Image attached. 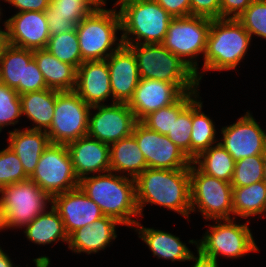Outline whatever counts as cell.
Segmentation results:
<instances>
[{
	"label": "cell",
	"mask_w": 266,
	"mask_h": 267,
	"mask_svg": "<svg viewBox=\"0 0 266 267\" xmlns=\"http://www.w3.org/2000/svg\"><path fill=\"white\" fill-rule=\"evenodd\" d=\"M135 182L140 217L146 205L156 204L191 219L190 168H146Z\"/></svg>",
	"instance_id": "6da1fadb"
},
{
	"label": "cell",
	"mask_w": 266,
	"mask_h": 267,
	"mask_svg": "<svg viewBox=\"0 0 266 267\" xmlns=\"http://www.w3.org/2000/svg\"><path fill=\"white\" fill-rule=\"evenodd\" d=\"M199 91L184 93L176 102L150 113L141 122L149 129L167 135L171 131L173 122L200 95Z\"/></svg>",
	"instance_id": "836d02e7"
},
{
	"label": "cell",
	"mask_w": 266,
	"mask_h": 267,
	"mask_svg": "<svg viewBox=\"0 0 266 267\" xmlns=\"http://www.w3.org/2000/svg\"><path fill=\"white\" fill-rule=\"evenodd\" d=\"M172 17H186L191 15L190 0H155Z\"/></svg>",
	"instance_id": "ee69618b"
},
{
	"label": "cell",
	"mask_w": 266,
	"mask_h": 267,
	"mask_svg": "<svg viewBox=\"0 0 266 267\" xmlns=\"http://www.w3.org/2000/svg\"><path fill=\"white\" fill-rule=\"evenodd\" d=\"M8 2L18 11H45L49 7L50 0H2Z\"/></svg>",
	"instance_id": "f6af8a7d"
},
{
	"label": "cell",
	"mask_w": 266,
	"mask_h": 267,
	"mask_svg": "<svg viewBox=\"0 0 266 267\" xmlns=\"http://www.w3.org/2000/svg\"><path fill=\"white\" fill-rule=\"evenodd\" d=\"M20 265H15L13 260H11L8 253H6L0 246V267H19Z\"/></svg>",
	"instance_id": "7dc6e473"
},
{
	"label": "cell",
	"mask_w": 266,
	"mask_h": 267,
	"mask_svg": "<svg viewBox=\"0 0 266 267\" xmlns=\"http://www.w3.org/2000/svg\"><path fill=\"white\" fill-rule=\"evenodd\" d=\"M198 96L192 102L191 161L219 142L215 122L203 110V101ZM217 136V137H216ZM218 138V139H217Z\"/></svg>",
	"instance_id": "1f68e13d"
},
{
	"label": "cell",
	"mask_w": 266,
	"mask_h": 267,
	"mask_svg": "<svg viewBox=\"0 0 266 267\" xmlns=\"http://www.w3.org/2000/svg\"><path fill=\"white\" fill-rule=\"evenodd\" d=\"M191 15L220 18V0H190Z\"/></svg>",
	"instance_id": "b9f144b4"
},
{
	"label": "cell",
	"mask_w": 266,
	"mask_h": 267,
	"mask_svg": "<svg viewBox=\"0 0 266 267\" xmlns=\"http://www.w3.org/2000/svg\"><path fill=\"white\" fill-rule=\"evenodd\" d=\"M263 158H264V179H263V182L266 185V150H265V152L263 154Z\"/></svg>",
	"instance_id": "f907efd6"
},
{
	"label": "cell",
	"mask_w": 266,
	"mask_h": 267,
	"mask_svg": "<svg viewBox=\"0 0 266 267\" xmlns=\"http://www.w3.org/2000/svg\"><path fill=\"white\" fill-rule=\"evenodd\" d=\"M33 58L48 89L59 92L75 90L77 69L74 66L58 60L45 48L34 50Z\"/></svg>",
	"instance_id": "484cf974"
},
{
	"label": "cell",
	"mask_w": 266,
	"mask_h": 267,
	"mask_svg": "<svg viewBox=\"0 0 266 267\" xmlns=\"http://www.w3.org/2000/svg\"><path fill=\"white\" fill-rule=\"evenodd\" d=\"M190 192L191 213H201L206 222L233 218L231 183L203 173L193 162Z\"/></svg>",
	"instance_id": "30bf717a"
},
{
	"label": "cell",
	"mask_w": 266,
	"mask_h": 267,
	"mask_svg": "<svg viewBox=\"0 0 266 267\" xmlns=\"http://www.w3.org/2000/svg\"><path fill=\"white\" fill-rule=\"evenodd\" d=\"M192 103L173 122L168 138L191 159Z\"/></svg>",
	"instance_id": "ab89813d"
},
{
	"label": "cell",
	"mask_w": 266,
	"mask_h": 267,
	"mask_svg": "<svg viewBox=\"0 0 266 267\" xmlns=\"http://www.w3.org/2000/svg\"><path fill=\"white\" fill-rule=\"evenodd\" d=\"M236 19L251 37L255 35L266 40V0H253Z\"/></svg>",
	"instance_id": "74e56055"
},
{
	"label": "cell",
	"mask_w": 266,
	"mask_h": 267,
	"mask_svg": "<svg viewBox=\"0 0 266 267\" xmlns=\"http://www.w3.org/2000/svg\"><path fill=\"white\" fill-rule=\"evenodd\" d=\"M118 31H121V18L114 7L96 8L81 20L76 25V32L82 60H106L123 44L121 36H117Z\"/></svg>",
	"instance_id": "52a82bcc"
},
{
	"label": "cell",
	"mask_w": 266,
	"mask_h": 267,
	"mask_svg": "<svg viewBox=\"0 0 266 267\" xmlns=\"http://www.w3.org/2000/svg\"><path fill=\"white\" fill-rule=\"evenodd\" d=\"M252 37L235 18L211 19L199 84L206 72L233 71L245 59Z\"/></svg>",
	"instance_id": "3957f363"
},
{
	"label": "cell",
	"mask_w": 266,
	"mask_h": 267,
	"mask_svg": "<svg viewBox=\"0 0 266 267\" xmlns=\"http://www.w3.org/2000/svg\"><path fill=\"white\" fill-rule=\"evenodd\" d=\"M47 89L42 72L38 68L35 59L32 58L25 64L24 93Z\"/></svg>",
	"instance_id": "60d3db41"
},
{
	"label": "cell",
	"mask_w": 266,
	"mask_h": 267,
	"mask_svg": "<svg viewBox=\"0 0 266 267\" xmlns=\"http://www.w3.org/2000/svg\"><path fill=\"white\" fill-rule=\"evenodd\" d=\"M203 173L231 182L235 161L218 142L192 161Z\"/></svg>",
	"instance_id": "d6a6232c"
},
{
	"label": "cell",
	"mask_w": 266,
	"mask_h": 267,
	"mask_svg": "<svg viewBox=\"0 0 266 267\" xmlns=\"http://www.w3.org/2000/svg\"><path fill=\"white\" fill-rule=\"evenodd\" d=\"M110 171L136 179L146 168L143 153L131 134L109 145Z\"/></svg>",
	"instance_id": "4316f807"
},
{
	"label": "cell",
	"mask_w": 266,
	"mask_h": 267,
	"mask_svg": "<svg viewBox=\"0 0 266 267\" xmlns=\"http://www.w3.org/2000/svg\"><path fill=\"white\" fill-rule=\"evenodd\" d=\"M137 120L126 103L92 106L87 135L111 145L132 134Z\"/></svg>",
	"instance_id": "5bb4252c"
},
{
	"label": "cell",
	"mask_w": 266,
	"mask_h": 267,
	"mask_svg": "<svg viewBox=\"0 0 266 267\" xmlns=\"http://www.w3.org/2000/svg\"><path fill=\"white\" fill-rule=\"evenodd\" d=\"M253 0H220V18H237Z\"/></svg>",
	"instance_id": "7bdbcfd3"
},
{
	"label": "cell",
	"mask_w": 266,
	"mask_h": 267,
	"mask_svg": "<svg viewBox=\"0 0 266 267\" xmlns=\"http://www.w3.org/2000/svg\"><path fill=\"white\" fill-rule=\"evenodd\" d=\"M132 135L143 153L147 168H190L191 159L167 135L149 129L141 121L135 123Z\"/></svg>",
	"instance_id": "4fadbf2b"
},
{
	"label": "cell",
	"mask_w": 266,
	"mask_h": 267,
	"mask_svg": "<svg viewBox=\"0 0 266 267\" xmlns=\"http://www.w3.org/2000/svg\"><path fill=\"white\" fill-rule=\"evenodd\" d=\"M82 191L94 201L105 216L133 228L140 217L136 201L135 179L113 171L88 176L79 181Z\"/></svg>",
	"instance_id": "7a4b0ae2"
},
{
	"label": "cell",
	"mask_w": 266,
	"mask_h": 267,
	"mask_svg": "<svg viewBox=\"0 0 266 267\" xmlns=\"http://www.w3.org/2000/svg\"><path fill=\"white\" fill-rule=\"evenodd\" d=\"M264 179L263 155H254L235 162L232 187L248 186Z\"/></svg>",
	"instance_id": "d590c367"
},
{
	"label": "cell",
	"mask_w": 266,
	"mask_h": 267,
	"mask_svg": "<svg viewBox=\"0 0 266 267\" xmlns=\"http://www.w3.org/2000/svg\"><path fill=\"white\" fill-rule=\"evenodd\" d=\"M21 114L32 121L31 130L46 131L54 116L56 90L44 89L20 95Z\"/></svg>",
	"instance_id": "83f0119b"
},
{
	"label": "cell",
	"mask_w": 266,
	"mask_h": 267,
	"mask_svg": "<svg viewBox=\"0 0 266 267\" xmlns=\"http://www.w3.org/2000/svg\"><path fill=\"white\" fill-rule=\"evenodd\" d=\"M117 225L122 224L116 219L104 215L90 225L75 230L69 236L68 249L72 253H86L87 255L103 251L108 246L110 247V243L112 244L118 237Z\"/></svg>",
	"instance_id": "7402d4cb"
},
{
	"label": "cell",
	"mask_w": 266,
	"mask_h": 267,
	"mask_svg": "<svg viewBox=\"0 0 266 267\" xmlns=\"http://www.w3.org/2000/svg\"><path fill=\"white\" fill-rule=\"evenodd\" d=\"M127 1H129V0H116L115 3L113 4V6L117 10L118 8H120ZM92 3L94 4V6L96 8L104 9L105 8L104 6L107 4V0H92Z\"/></svg>",
	"instance_id": "c3c4849f"
},
{
	"label": "cell",
	"mask_w": 266,
	"mask_h": 267,
	"mask_svg": "<svg viewBox=\"0 0 266 267\" xmlns=\"http://www.w3.org/2000/svg\"><path fill=\"white\" fill-rule=\"evenodd\" d=\"M79 181L110 171L109 145L88 135L67 144Z\"/></svg>",
	"instance_id": "ffe728a7"
},
{
	"label": "cell",
	"mask_w": 266,
	"mask_h": 267,
	"mask_svg": "<svg viewBox=\"0 0 266 267\" xmlns=\"http://www.w3.org/2000/svg\"><path fill=\"white\" fill-rule=\"evenodd\" d=\"M191 261L195 262L191 267H219L218 262L202 256L198 251L191 257Z\"/></svg>",
	"instance_id": "bcb514c9"
},
{
	"label": "cell",
	"mask_w": 266,
	"mask_h": 267,
	"mask_svg": "<svg viewBox=\"0 0 266 267\" xmlns=\"http://www.w3.org/2000/svg\"><path fill=\"white\" fill-rule=\"evenodd\" d=\"M236 220V218L212 220L213 225H206L210 228L205 230L201 239H191L188 243L195 245L196 251L202 256L218 263L220 256L239 259L251 252H260L249 227L250 218L241 224Z\"/></svg>",
	"instance_id": "5b68a950"
},
{
	"label": "cell",
	"mask_w": 266,
	"mask_h": 267,
	"mask_svg": "<svg viewBox=\"0 0 266 267\" xmlns=\"http://www.w3.org/2000/svg\"><path fill=\"white\" fill-rule=\"evenodd\" d=\"M219 143L235 162L254 155H263L266 150V129L253 117L250 110L233 124L220 129Z\"/></svg>",
	"instance_id": "9a60e30c"
},
{
	"label": "cell",
	"mask_w": 266,
	"mask_h": 267,
	"mask_svg": "<svg viewBox=\"0 0 266 267\" xmlns=\"http://www.w3.org/2000/svg\"><path fill=\"white\" fill-rule=\"evenodd\" d=\"M91 106L73 91H56L54 116L46 130L53 144H68L87 135Z\"/></svg>",
	"instance_id": "8fae6325"
},
{
	"label": "cell",
	"mask_w": 266,
	"mask_h": 267,
	"mask_svg": "<svg viewBox=\"0 0 266 267\" xmlns=\"http://www.w3.org/2000/svg\"><path fill=\"white\" fill-rule=\"evenodd\" d=\"M30 180L51 198L75 189L79 179L75 174L71 156L66 144H53L44 150Z\"/></svg>",
	"instance_id": "7c38bea8"
},
{
	"label": "cell",
	"mask_w": 266,
	"mask_h": 267,
	"mask_svg": "<svg viewBox=\"0 0 266 267\" xmlns=\"http://www.w3.org/2000/svg\"><path fill=\"white\" fill-rule=\"evenodd\" d=\"M95 9L92 0H50L45 10L50 35L75 29Z\"/></svg>",
	"instance_id": "d4e9b609"
},
{
	"label": "cell",
	"mask_w": 266,
	"mask_h": 267,
	"mask_svg": "<svg viewBox=\"0 0 266 267\" xmlns=\"http://www.w3.org/2000/svg\"><path fill=\"white\" fill-rule=\"evenodd\" d=\"M133 230L137 236L148 246L154 257L158 259L170 260L172 262L191 261V257L196 254L180 240V237L163 230L144 227L138 221Z\"/></svg>",
	"instance_id": "603a6c76"
},
{
	"label": "cell",
	"mask_w": 266,
	"mask_h": 267,
	"mask_svg": "<svg viewBox=\"0 0 266 267\" xmlns=\"http://www.w3.org/2000/svg\"><path fill=\"white\" fill-rule=\"evenodd\" d=\"M33 58V51L7 45L0 60V83L24 94L25 64Z\"/></svg>",
	"instance_id": "f546056e"
},
{
	"label": "cell",
	"mask_w": 266,
	"mask_h": 267,
	"mask_svg": "<svg viewBox=\"0 0 266 267\" xmlns=\"http://www.w3.org/2000/svg\"><path fill=\"white\" fill-rule=\"evenodd\" d=\"M0 6H1V5H0ZM2 10H3V9L0 7V21H2L1 19H2V16H3ZM0 32H5V30L2 29V27H0Z\"/></svg>",
	"instance_id": "816d5d0a"
},
{
	"label": "cell",
	"mask_w": 266,
	"mask_h": 267,
	"mask_svg": "<svg viewBox=\"0 0 266 267\" xmlns=\"http://www.w3.org/2000/svg\"><path fill=\"white\" fill-rule=\"evenodd\" d=\"M2 24L8 44L19 48L44 49L51 36L45 11L16 13Z\"/></svg>",
	"instance_id": "2e32d148"
},
{
	"label": "cell",
	"mask_w": 266,
	"mask_h": 267,
	"mask_svg": "<svg viewBox=\"0 0 266 267\" xmlns=\"http://www.w3.org/2000/svg\"><path fill=\"white\" fill-rule=\"evenodd\" d=\"M58 60L76 69L84 62L80 53L76 28L59 35H51L46 48Z\"/></svg>",
	"instance_id": "e575fe53"
},
{
	"label": "cell",
	"mask_w": 266,
	"mask_h": 267,
	"mask_svg": "<svg viewBox=\"0 0 266 267\" xmlns=\"http://www.w3.org/2000/svg\"><path fill=\"white\" fill-rule=\"evenodd\" d=\"M7 45H8V41H7L5 32H0V60H1L2 53L4 51V48Z\"/></svg>",
	"instance_id": "681fc988"
},
{
	"label": "cell",
	"mask_w": 266,
	"mask_h": 267,
	"mask_svg": "<svg viewBox=\"0 0 266 267\" xmlns=\"http://www.w3.org/2000/svg\"><path fill=\"white\" fill-rule=\"evenodd\" d=\"M23 232L29 241L37 245L55 244L59 241L68 245L69 241L64 222L52 205L48 211L39 214L25 226Z\"/></svg>",
	"instance_id": "f1b7e54d"
},
{
	"label": "cell",
	"mask_w": 266,
	"mask_h": 267,
	"mask_svg": "<svg viewBox=\"0 0 266 267\" xmlns=\"http://www.w3.org/2000/svg\"><path fill=\"white\" fill-rule=\"evenodd\" d=\"M233 218H255L266 216V185L263 181L248 186L233 187ZM236 216V217H235ZM252 216V217H251Z\"/></svg>",
	"instance_id": "4dcf8cb0"
},
{
	"label": "cell",
	"mask_w": 266,
	"mask_h": 267,
	"mask_svg": "<svg viewBox=\"0 0 266 267\" xmlns=\"http://www.w3.org/2000/svg\"><path fill=\"white\" fill-rule=\"evenodd\" d=\"M118 11L124 45L162 44L173 18L155 0H129Z\"/></svg>",
	"instance_id": "277c9868"
},
{
	"label": "cell",
	"mask_w": 266,
	"mask_h": 267,
	"mask_svg": "<svg viewBox=\"0 0 266 267\" xmlns=\"http://www.w3.org/2000/svg\"><path fill=\"white\" fill-rule=\"evenodd\" d=\"M126 46L135 55L140 78L174 83L184 93L200 90L195 72L162 44Z\"/></svg>",
	"instance_id": "8992f818"
},
{
	"label": "cell",
	"mask_w": 266,
	"mask_h": 267,
	"mask_svg": "<svg viewBox=\"0 0 266 267\" xmlns=\"http://www.w3.org/2000/svg\"><path fill=\"white\" fill-rule=\"evenodd\" d=\"M21 117L20 95L14 88L0 83V133L4 127L18 124Z\"/></svg>",
	"instance_id": "8d00e7d4"
},
{
	"label": "cell",
	"mask_w": 266,
	"mask_h": 267,
	"mask_svg": "<svg viewBox=\"0 0 266 267\" xmlns=\"http://www.w3.org/2000/svg\"><path fill=\"white\" fill-rule=\"evenodd\" d=\"M52 206L58 211L64 222L68 236L75 230L90 225L104 216L100 207L92 201L78 186L75 189L55 195Z\"/></svg>",
	"instance_id": "e0dca14e"
},
{
	"label": "cell",
	"mask_w": 266,
	"mask_h": 267,
	"mask_svg": "<svg viewBox=\"0 0 266 267\" xmlns=\"http://www.w3.org/2000/svg\"><path fill=\"white\" fill-rule=\"evenodd\" d=\"M28 179L18 156L8 146L0 150V189Z\"/></svg>",
	"instance_id": "f35d334b"
},
{
	"label": "cell",
	"mask_w": 266,
	"mask_h": 267,
	"mask_svg": "<svg viewBox=\"0 0 266 267\" xmlns=\"http://www.w3.org/2000/svg\"><path fill=\"white\" fill-rule=\"evenodd\" d=\"M49 205H52V198L30 179L2 187L0 232L9 228H24L49 209Z\"/></svg>",
	"instance_id": "ba28073f"
},
{
	"label": "cell",
	"mask_w": 266,
	"mask_h": 267,
	"mask_svg": "<svg viewBox=\"0 0 266 267\" xmlns=\"http://www.w3.org/2000/svg\"><path fill=\"white\" fill-rule=\"evenodd\" d=\"M112 91L111 103H126L131 100L139 83L137 61L133 51L122 44L106 59Z\"/></svg>",
	"instance_id": "d6986e66"
},
{
	"label": "cell",
	"mask_w": 266,
	"mask_h": 267,
	"mask_svg": "<svg viewBox=\"0 0 266 267\" xmlns=\"http://www.w3.org/2000/svg\"><path fill=\"white\" fill-rule=\"evenodd\" d=\"M210 26L211 19L202 16L173 17L162 43L195 72L198 82V58L204 57Z\"/></svg>",
	"instance_id": "9c48e42d"
},
{
	"label": "cell",
	"mask_w": 266,
	"mask_h": 267,
	"mask_svg": "<svg viewBox=\"0 0 266 267\" xmlns=\"http://www.w3.org/2000/svg\"><path fill=\"white\" fill-rule=\"evenodd\" d=\"M183 94L174 83L140 78L128 106L135 119L142 121L150 113L173 104Z\"/></svg>",
	"instance_id": "ac0fdd59"
},
{
	"label": "cell",
	"mask_w": 266,
	"mask_h": 267,
	"mask_svg": "<svg viewBox=\"0 0 266 267\" xmlns=\"http://www.w3.org/2000/svg\"><path fill=\"white\" fill-rule=\"evenodd\" d=\"M8 134V147L18 156L25 173L30 177L40 156L51 143L49 136L46 131L27 128H14Z\"/></svg>",
	"instance_id": "cb8c5ba5"
},
{
	"label": "cell",
	"mask_w": 266,
	"mask_h": 267,
	"mask_svg": "<svg viewBox=\"0 0 266 267\" xmlns=\"http://www.w3.org/2000/svg\"><path fill=\"white\" fill-rule=\"evenodd\" d=\"M74 91L91 107L107 104L112 99L107 61H84L77 69Z\"/></svg>",
	"instance_id": "44dd1931"
}]
</instances>
